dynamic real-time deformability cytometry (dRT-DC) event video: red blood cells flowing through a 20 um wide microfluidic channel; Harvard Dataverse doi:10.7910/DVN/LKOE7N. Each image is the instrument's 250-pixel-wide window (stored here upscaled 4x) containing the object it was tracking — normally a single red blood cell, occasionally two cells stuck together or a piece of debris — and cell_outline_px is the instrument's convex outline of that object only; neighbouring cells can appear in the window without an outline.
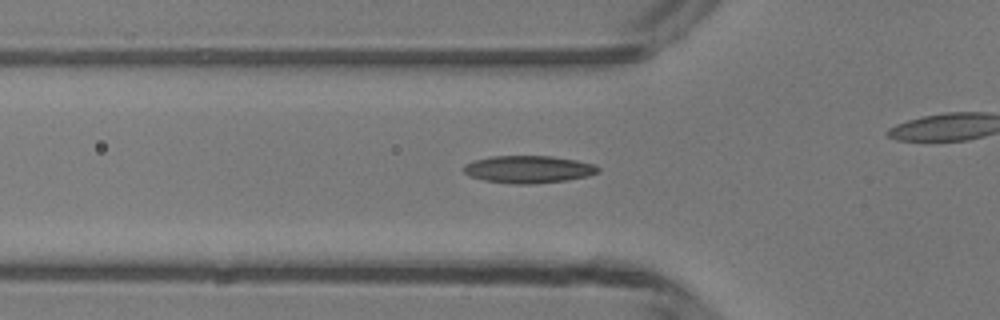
{"species": "common noctule bat (a hibernating species)", "species_latin": "Nyctalus noctula", "temperature_condition": "room temperature", "stored_images_in_passage": 39, "camera_frame_rate_fps": 3000, "um_per_image_px": 0.085, "animal": {"sex": "male", "body_mass_g": 13.3}, "frame": {"image": 1, "passage_image": 17, "time_ms": 5.333, "image_size_px": [1000, 320], "cell_outline_px": [[600, 172], [588, 176], [568, 180], [532, 184], [516, 184], [484, 180], [472, 176], [464, 172], [464, 164], [472, 160], [492, 156], [552, 156], [576, 160], [596, 164], [600, 168]], "centroid_in_image_um": [44.96, 14.38], "position_along_channel_um": 80.8, "area_um2": 21.56}}
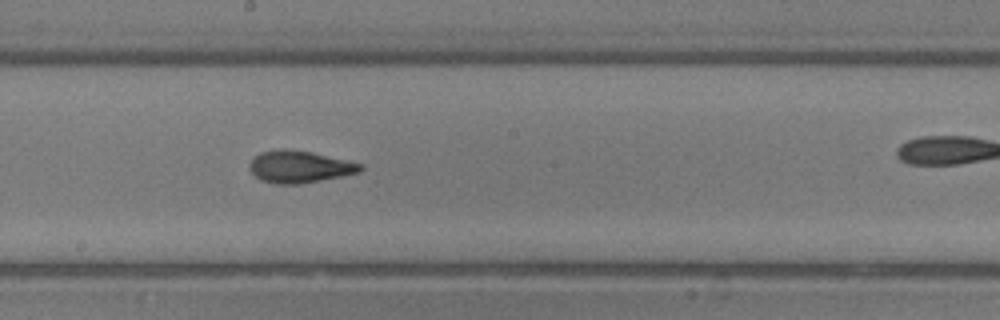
{"frame": {"image": 2, "passage_image": 27, "time_ms": 8.667, "image_size_px": [1000, 320], "cell_outline_px": [[364, 168], [360, 172], [300, 184], [272, 184], [260, 180], [248, 168], [248, 164], [252, 156], [260, 152], [284, 148], [312, 152], [364, 164]], "centroid_in_image_um": [25.42, 14.17], "position_along_channel_um": 222.8, "area_um2": 20.92}}
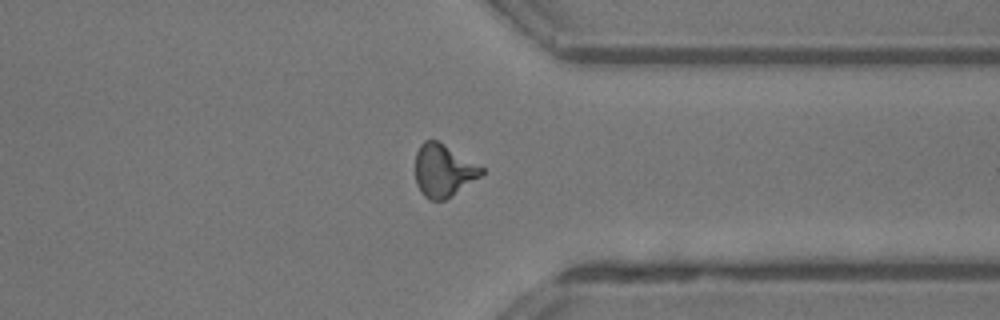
{"frame": {"image": 3, "passage_image": 38, "time_ms": 12.333, "image_size_px": [1000, 320], "cell_outline_px": [[484, 176], [452, 196], [444, 200], [428, 200], [420, 192], [416, 184], [416, 152], [420, 144], [424, 140], [436, 140], [484, 168]], "centroid_in_image_um": [37.7, 14.53], "position_along_channel_um": 373.7, "area_um2": 20.4}}